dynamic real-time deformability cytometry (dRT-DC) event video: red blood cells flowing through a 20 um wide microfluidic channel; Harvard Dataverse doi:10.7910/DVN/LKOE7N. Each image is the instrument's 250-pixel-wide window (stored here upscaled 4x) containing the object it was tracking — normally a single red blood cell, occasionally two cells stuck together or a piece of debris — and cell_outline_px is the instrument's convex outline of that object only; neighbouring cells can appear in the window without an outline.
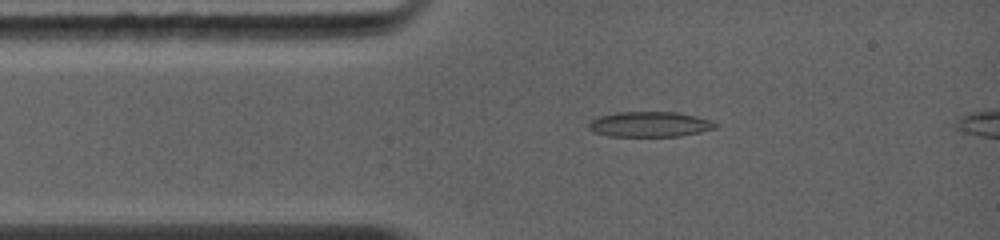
{"species": "common noctule bat (a hibernating species)", "species_latin": "Nyctalus noctula", "temperature_condition": "warm", "stored_images_in_passage": 33, "camera_frame_rate_fps": 5000, "um_per_image_px": 0.085, "animal": {"sex": "female", "body_mass_g": 19.0, "forearm_length_mm": 56.7}, "frame": {"image": 1, "passage_image": 3, "time_ms": 1.8, "image_size_px": [1000, 240], "cell_outline_px": [[720, 124], [716, 128], [700, 132], [680, 136], [608, 136], [596, 132], [588, 128], [588, 124], [592, 120], [600, 116], [616, 112], [676, 112], [696, 116], [712, 120]], "centroid_in_image_um": [55.28, 10.56], "position_along_channel_um": 29.7, "area_um2": 18.67}}
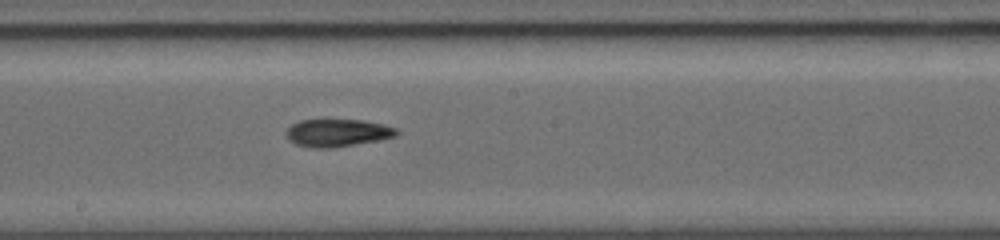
{"frame": {"image": 2, "passage_image": 16, "time_ms": 6.4, "image_size_px": [1000, 240], "cell_outline_px": [[400, 132], [396, 136], [376, 140], [328, 148], [312, 148], [296, 144], [288, 140], [284, 132], [292, 124], [300, 120], [364, 120], [384, 124], [396, 128]], "centroid_in_image_um": [28.65, 11.28], "position_along_channel_um": 219.5, "area_um2": 17.63}}
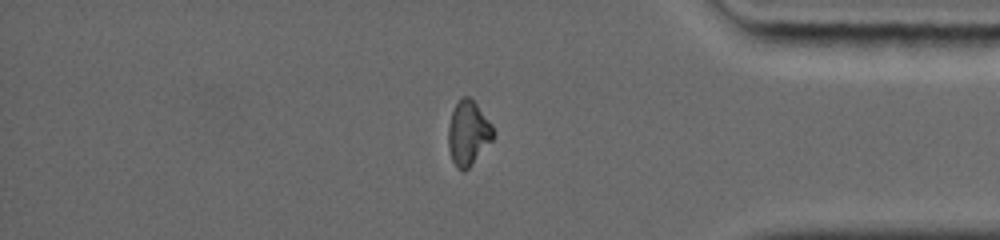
{"frame": {"image": 3, "passage_image": 28, "time_ms": 10.8, "image_size_px": [1000, 240], "cell_outline_px": [[496, 132], [492, 140], [472, 164], [464, 172], [456, 168], [452, 160], [448, 148], [448, 124], [452, 112], [460, 96], [468, 96], [476, 104], [492, 124]], "centroid_in_image_um": [39.79, 11.32], "position_along_channel_um": 395.4, "area_um2": 16.99}}